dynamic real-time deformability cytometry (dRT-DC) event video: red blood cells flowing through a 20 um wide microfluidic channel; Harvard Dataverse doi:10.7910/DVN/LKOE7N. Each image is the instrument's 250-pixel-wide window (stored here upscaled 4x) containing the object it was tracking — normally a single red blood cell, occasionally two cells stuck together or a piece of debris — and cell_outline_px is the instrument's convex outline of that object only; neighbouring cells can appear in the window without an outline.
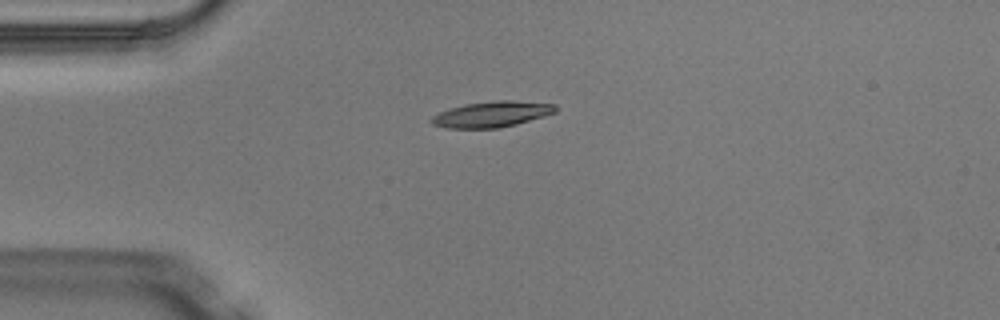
{"species": "Egyptian fruit bat (a non-hibernating species)", "species_latin": "Rousettus aegyptiacus", "temperature_condition": "warm", "stored_images_in_passage": 5, "camera_frame_rate_fps": 3000, "um_per_image_px": 0.085, "animal": {"sex": "male"}, "frame": {"image": 1, "passage_image": 5, "time_ms": 1.333, "image_size_px": [1000, 320], "cell_outline_px": [[556, 112], [544, 116], [516, 124], [496, 128], [448, 128], [432, 124], [432, 116], [440, 112], [464, 104], [496, 100], [512, 100], [556, 104]], "centroid_in_image_um": [41.83, 9.7], "position_along_channel_um": 43.2, "area_um2": 18.44}}